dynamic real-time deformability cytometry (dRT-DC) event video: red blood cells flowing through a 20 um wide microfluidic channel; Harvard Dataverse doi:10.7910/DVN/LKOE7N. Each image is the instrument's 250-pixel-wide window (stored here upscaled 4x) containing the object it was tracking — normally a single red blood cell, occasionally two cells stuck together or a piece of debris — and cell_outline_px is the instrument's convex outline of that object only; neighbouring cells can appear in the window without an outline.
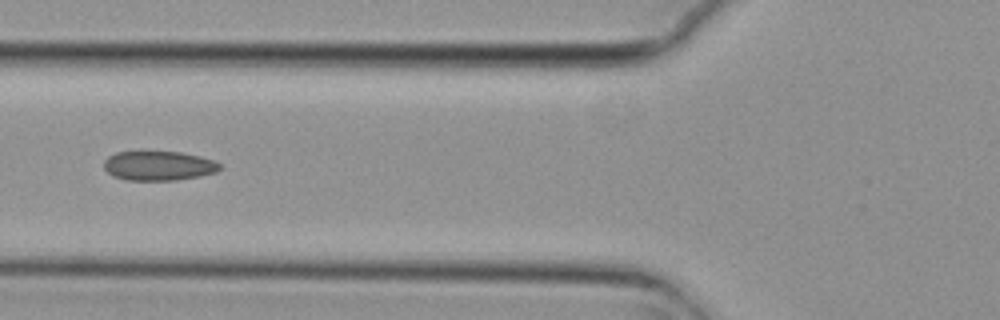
{"species": "common noctule bat (a hibernating species)", "species_latin": "Nyctalus noctula", "temperature_condition": "cold", "stored_images_in_passage": 3, "camera_frame_rate_fps": 3000, "um_per_image_px": 0.085, "animal": {"sex": "female", "body_mass_g": 29.2, "forearm_length_mm": 56.3}, "frame": {"image": 1, "passage_image": 2, "time_ms": 0.333, "image_size_px": [1000, 320], "cell_outline_px": [[220, 168], [216, 172], [200, 176], [176, 180], [128, 180], [112, 176], [104, 168], [104, 160], [108, 156], [116, 152], [180, 152], [200, 156], [216, 160], [220, 164]], "centroid_in_image_um": [13.49, 14.09], "position_along_channel_um": 112.3, "area_um2": 19.88}}
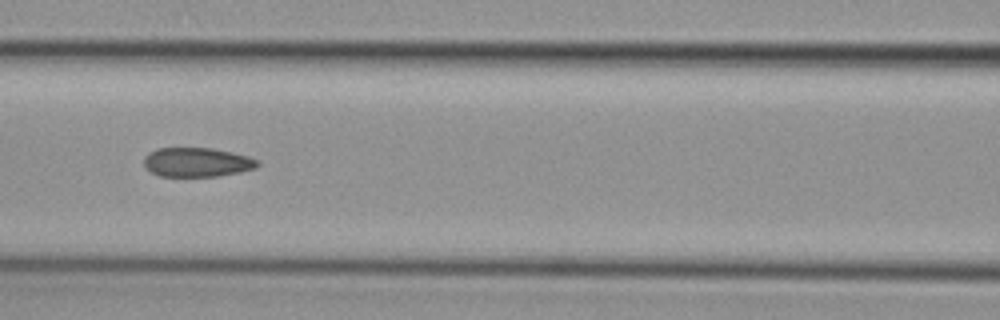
{"frame": {"image": 2, "passage_image": 3, "time_ms": 0.667, "image_size_px": [1000, 320], "cell_outline_px": [[260, 164], [256, 168], [240, 172], [216, 176], [160, 176], [152, 172], [144, 164], [144, 156], [148, 152], [156, 148], [212, 148], [232, 152], [248, 156], [260, 160]], "centroid_in_image_um": [16.77, 13.78], "position_along_channel_um": 149.8, "area_um2": 19.42}}